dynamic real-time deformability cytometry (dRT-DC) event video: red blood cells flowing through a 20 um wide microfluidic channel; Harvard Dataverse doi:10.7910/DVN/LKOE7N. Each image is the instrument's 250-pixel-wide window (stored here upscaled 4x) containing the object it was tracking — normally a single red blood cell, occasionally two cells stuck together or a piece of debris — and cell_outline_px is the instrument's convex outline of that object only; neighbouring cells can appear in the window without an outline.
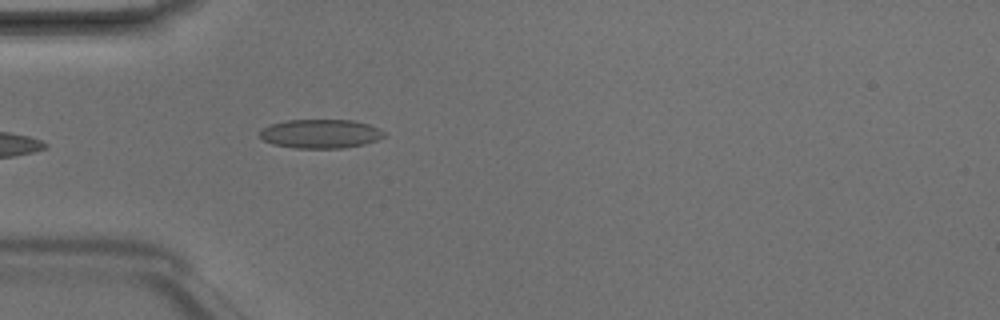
{"species": "Egyptian fruit bat (a non-hibernating species)", "species_latin": "Rousettus aegyptiacus", "temperature_condition": "room temperature", "stored_images_in_passage": 5, "camera_frame_rate_fps": 3000, "um_per_image_px": 0.085, "animal": {"sex": "male"}, "frame": {"image": 1, "passage_image": 5, "time_ms": 1.333, "image_size_px": [1000, 320], "cell_outline_px": [[384, 136], [376, 140], [364, 144], [340, 148], [296, 148], [272, 144], [264, 140], [260, 136], [260, 128], [268, 124], [288, 120], [352, 120], [368, 124], [380, 128], [384, 132]], "centroid_in_image_um": [27.21, 11.36], "position_along_channel_um": 57.8, "area_um2": 20.98}}